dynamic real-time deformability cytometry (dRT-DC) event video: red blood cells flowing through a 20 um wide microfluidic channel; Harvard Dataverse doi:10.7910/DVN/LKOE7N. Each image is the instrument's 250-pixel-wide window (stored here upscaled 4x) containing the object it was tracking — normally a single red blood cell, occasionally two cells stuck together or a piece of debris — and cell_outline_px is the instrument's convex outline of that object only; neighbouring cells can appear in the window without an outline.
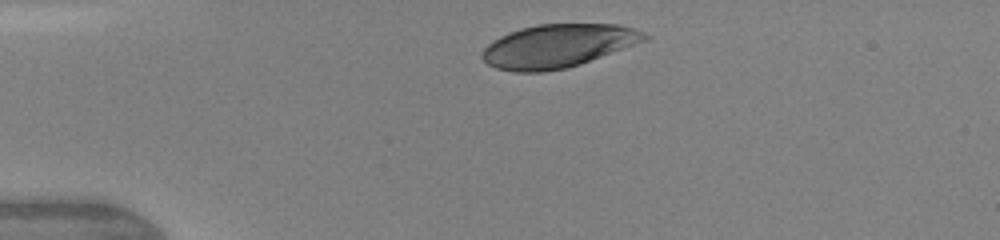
{"species": "human", "species_latin": "Homo sapiens", "temperature_condition": "warm", "stored_images_in_passage": 4, "camera_frame_rate_fps": 3000, "um_per_image_px": 0.085, "donor": {"sex": "female"}, "frame": {"image": 1, "passage_image": 1, "time_ms": 0.0, "image_size_px": [1000, 240], "cell_outline_px": [[652, 36], [648, 40], [580, 64], [564, 68], [540, 72], [512, 72], [496, 68], [488, 64], [480, 56], [484, 48], [492, 40], [500, 36], [520, 28], [536, 24], [616, 24], [632, 28], [644, 32]], "centroid_in_image_um": [47.42, 3.9], "position_along_channel_um": 37.6, "area_um2": 41.04}}